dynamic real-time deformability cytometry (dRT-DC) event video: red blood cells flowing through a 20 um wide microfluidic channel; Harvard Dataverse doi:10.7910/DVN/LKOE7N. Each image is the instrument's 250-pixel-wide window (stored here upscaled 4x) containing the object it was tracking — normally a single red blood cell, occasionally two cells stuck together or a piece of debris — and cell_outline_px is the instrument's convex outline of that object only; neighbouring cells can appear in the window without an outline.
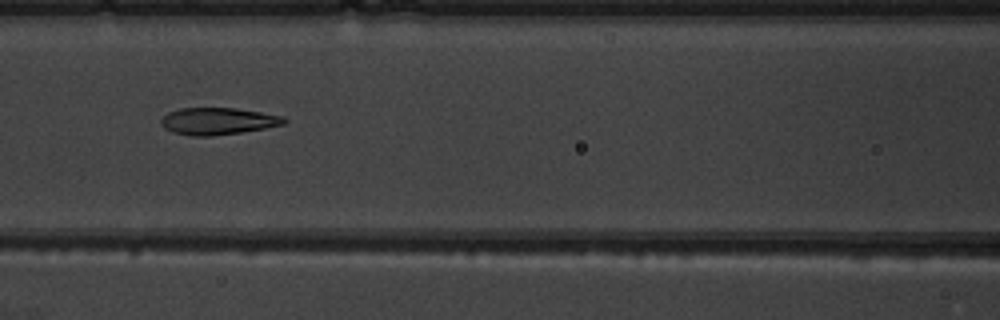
{"species": "common noctule bat (a hibernating species)", "species_latin": "Nyctalus noctula", "temperature_condition": "warm", "stored_images_in_passage": 6, "camera_frame_rate_fps": 3000, "um_per_image_px": 0.085, "animal": {"sex": "male", "body_mass_g": 19.5, "forearm_length_mm": 54.6}, "frame": {"image": 1, "passage_image": 6, "time_ms": 5.667, "image_size_px": [1000, 320], "cell_outline_px": [[288, 120], [284, 124], [264, 128], [240, 132], [212, 136], [192, 136], [172, 132], [164, 128], [160, 124], [160, 120], [168, 112], [180, 108], [236, 108], [284, 116]], "centroid_in_image_um": [18.5, 10.29], "position_along_channel_um": 148.1, "area_um2": 19.36}}